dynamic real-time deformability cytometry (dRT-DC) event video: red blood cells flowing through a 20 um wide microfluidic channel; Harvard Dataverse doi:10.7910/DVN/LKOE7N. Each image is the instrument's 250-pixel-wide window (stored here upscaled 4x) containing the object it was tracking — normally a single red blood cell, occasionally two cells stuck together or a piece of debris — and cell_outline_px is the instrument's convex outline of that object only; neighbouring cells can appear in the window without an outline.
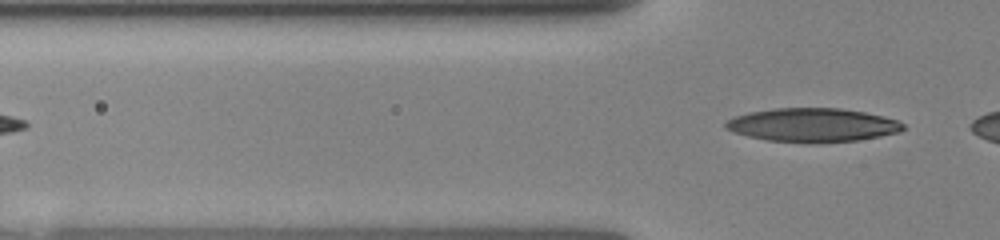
{"species": "human", "species_latin": "Homo sapiens", "temperature_condition": "room temperature", "stored_images_in_passage": 5, "segment_of_instrument_passage": [2, 2], "camera_frame_rate_fps": 3000, "um_per_image_px": 0.085, "donor": {"sex": "female"}, "frame": {"image": 1, "passage_image": 5, "time_ms": 3.333, "image_size_px": [1000, 240], "cell_outline_px": [[904, 128], [900, 132], [880, 136], [856, 140], [812, 144], [768, 140], [748, 136], [732, 132], [724, 128], [724, 124], [728, 120], [736, 116], [748, 112], [776, 108], [840, 108], [864, 112], [900, 120], [904, 124]], "centroid_in_image_um": [69.07, 10.63], "position_along_channel_um": 56.7, "area_um2": 35.08}}